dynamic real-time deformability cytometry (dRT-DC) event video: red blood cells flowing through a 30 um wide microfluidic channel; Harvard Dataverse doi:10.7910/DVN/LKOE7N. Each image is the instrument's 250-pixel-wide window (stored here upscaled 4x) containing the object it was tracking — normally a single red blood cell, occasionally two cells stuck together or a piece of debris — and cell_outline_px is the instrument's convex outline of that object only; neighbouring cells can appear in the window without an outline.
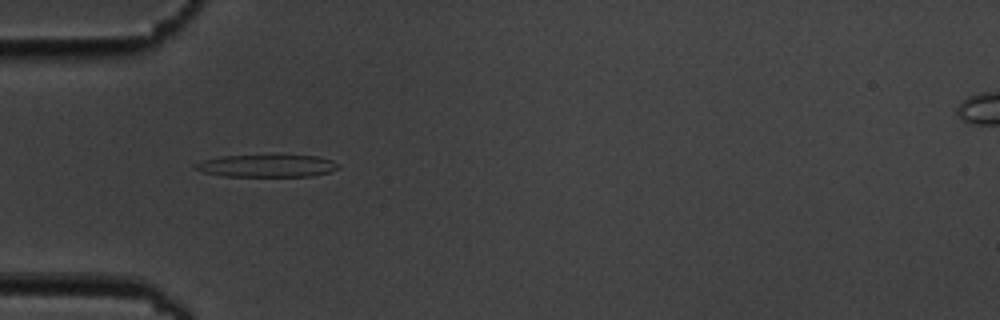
{"species": "common noctule bat (a hibernating species)", "species_latin": "Nyctalus noctula", "temperature_condition": "cold", "stored_images_in_passage": 5, "camera_frame_rate_fps": 3000, "um_per_image_px": 0.085, "animal": {"sex": "male", "body_mass_g": 19.5, "forearm_length_mm": 54.6}, "frame": {"image": 1, "passage_image": 4, "time_ms": 4.333, "image_size_px": [1000, 320], "cell_outline_px": [[340, 168], [328, 172], [312, 176], [224, 176], [204, 172], [192, 168], [196, 164], [204, 160], [220, 156], [316, 156], [332, 160]], "centroid_in_image_um": [22.67, 14.1], "position_along_channel_um": 62.3, "area_um2": 18.26}}